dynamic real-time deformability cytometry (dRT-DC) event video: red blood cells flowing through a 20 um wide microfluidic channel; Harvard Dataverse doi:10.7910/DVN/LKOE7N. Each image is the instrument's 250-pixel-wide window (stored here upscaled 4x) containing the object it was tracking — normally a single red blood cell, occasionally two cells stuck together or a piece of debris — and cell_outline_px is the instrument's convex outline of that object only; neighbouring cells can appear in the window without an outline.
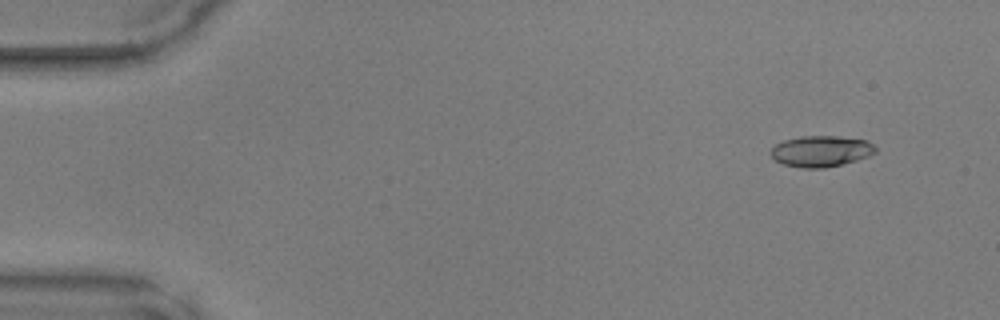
{"species": "common noctule bat (a hibernating species)", "species_latin": "Nyctalus noctula", "temperature_condition": "warm", "stored_images_in_passage": 15, "camera_frame_rate_fps": 3000, "um_per_image_px": 0.085, "animal": {"sex": "male", "body_mass_g": 17.9, "forearm_length_mm": 54.2}, "frame": {"image": 1, "passage_image": 4, "time_ms": 1.0, "image_size_px": [1000, 320], "cell_outline_px": [[876, 152], [868, 156], [856, 160], [824, 168], [804, 168], [784, 164], [776, 160], [768, 152], [776, 144], [784, 140], [800, 136], [840, 136], [864, 140], [872, 144], [876, 148]], "centroid_in_image_um": [69.76, 12.84], "position_along_channel_um": 15.2, "area_um2": 18.79}}
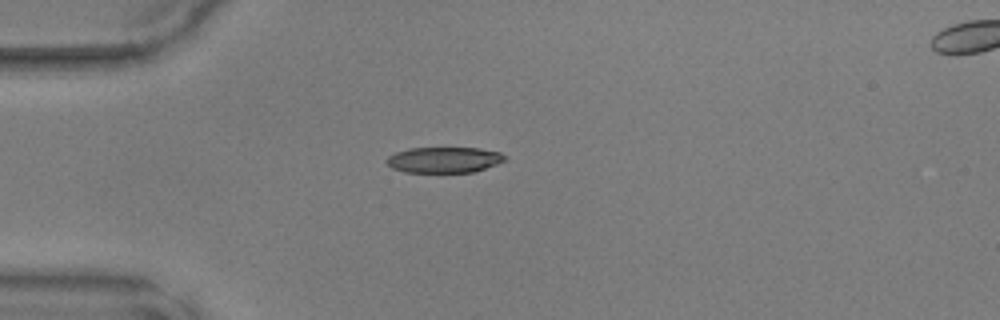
{"frame": {"image": 2, "passage_image": 13, "time_ms": 4.0, "image_size_px": [1000, 320], "cell_outline_px": [[508, 156], [504, 160], [496, 164], [472, 172], [404, 172], [392, 168], [384, 160], [388, 156], [396, 152], [408, 148], [480, 148], [500, 152]], "centroid_in_image_um": [37.72, 13.58], "position_along_channel_um": 47.3, "area_um2": 17.74}}